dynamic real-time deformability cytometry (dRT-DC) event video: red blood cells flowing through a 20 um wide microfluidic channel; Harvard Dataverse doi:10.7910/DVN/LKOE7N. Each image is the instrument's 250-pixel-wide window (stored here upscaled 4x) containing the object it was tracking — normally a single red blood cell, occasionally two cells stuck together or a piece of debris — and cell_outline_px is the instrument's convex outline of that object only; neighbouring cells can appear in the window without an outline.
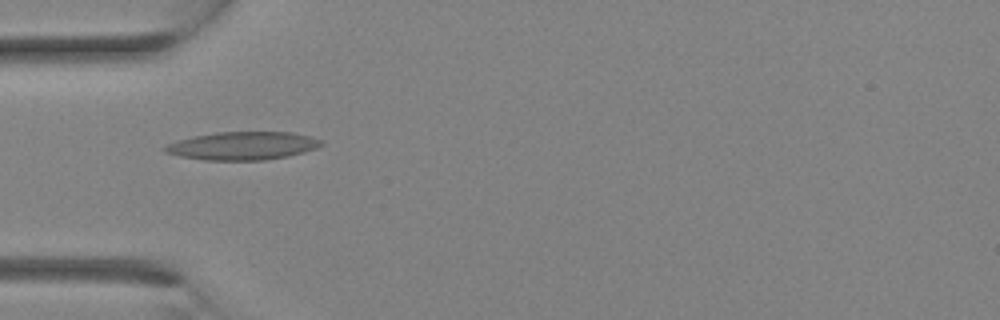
{"species": "Egyptian fruit bat (a non-hibernating species)", "species_latin": "Rousettus aegyptiacus", "temperature_condition": "room temperature", "stored_images_in_passage": 9, "camera_frame_rate_fps": 3000, "um_per_image_px": 0.085, "animal": {"sex": "female"}, "frame": {"image": 1, "passage_image": 4, "time_ms": 1.0, "image_size_px": [1000, 320], "cell_outline_px": [[324, 144], [316, 148], [304, 152], [288, 156], [264, 160], [204, 160], [180, 156], [164, 152], [160, 148], [176, 140], [192, 136], [216, 132], [292, 132], [312, 136], [324, 140]], "centroid_in_image_um": [20.63, 12.38], "position_along_channel_um": 64.4, "area_um2": 25.89}}
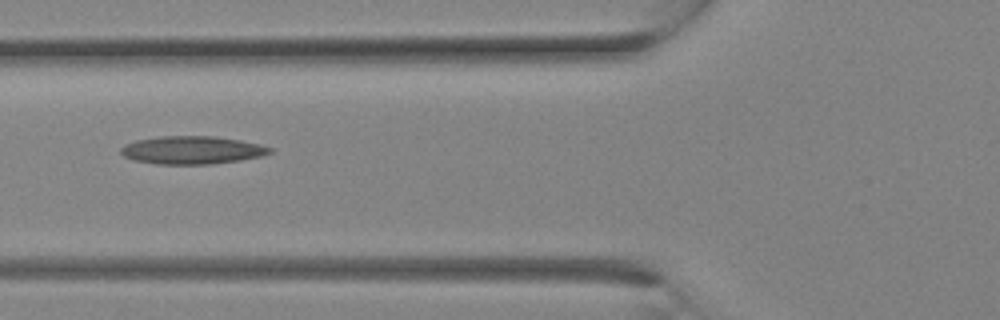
{"frame": {"image": 2, "passage_image": 6, "time_ms": 1.667, "image_size_px": [1000, 320], "cell_outline_px": [[272, 152], [260, 156], [240, 160], [212, 164], [156, 164], [136, 160], [124, 156], [120, 152], [120, 148], [124, 144], [136, 140], [160, 136], [216, 136], [240, 140], [260, 144], [272, 148]], "centroid_in_image_um": [16.32, 12.75], "position_along_channel_um": 109.5, "area_um2": 24.28}}
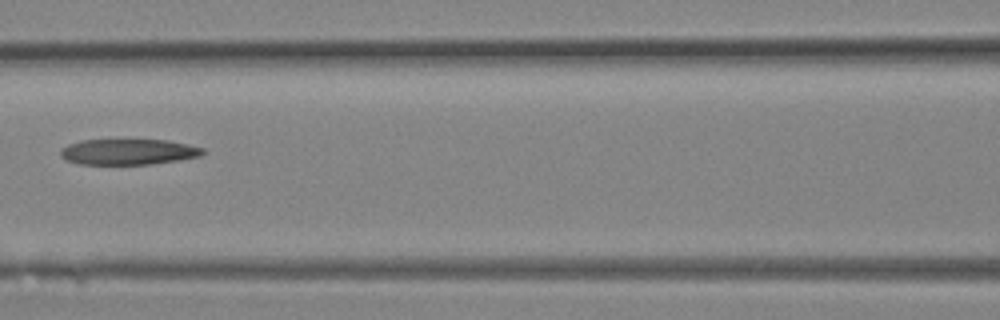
{"frame": {"image": 3, "passage_image": 8, "time_ms": 2.333, "image_size_px": [1000, 320], "cell_outline_px": [[208, 152], [200, 156], [180, 160], [152, 164], [80, 164], [64, 160], [60, 156], [60, 148], [68, 144], [80, 140], [168, 140], [204, 148]], "centroid_in_image_um": [10.9, 12.91], "position_along_channel_um": 155.7, "area_um2": 21.56}}